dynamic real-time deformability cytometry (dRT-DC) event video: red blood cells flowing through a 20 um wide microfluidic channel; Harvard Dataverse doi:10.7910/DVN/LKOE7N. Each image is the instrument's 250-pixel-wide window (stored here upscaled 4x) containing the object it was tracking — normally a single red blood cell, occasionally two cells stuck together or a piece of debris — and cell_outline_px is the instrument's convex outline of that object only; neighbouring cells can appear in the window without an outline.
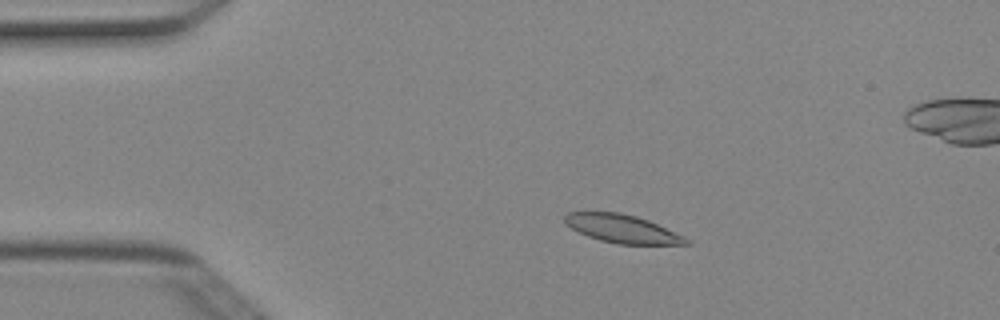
{"species": "Egyptian fruit bat (a non-hibernating species)", "species_latin": "Rousettus aegyptiacus", "temperature_condition": "cold", "stored_images_in_passage": 5, "camera_frame_rate_fps": 3000, "um_per_image_px": 0.085, "animal": {"sex": "female"}, "frame": {"image": 1, "passage_image": 3, "time_ms": 0.667, "image_size_px": [1000, 320], "cell_outline_px": [[692, 244], [616, 244], [600, 240], [588, 236], [564, 224], [564, 216], [568, 212], [620, 212], [636, 216], [648, 220], [684, 236], [692, 240]], "centroid_in_image_um": [52.9, 19.44], "position_along_channel_um": 32.1, "area_um2": 19.94}}